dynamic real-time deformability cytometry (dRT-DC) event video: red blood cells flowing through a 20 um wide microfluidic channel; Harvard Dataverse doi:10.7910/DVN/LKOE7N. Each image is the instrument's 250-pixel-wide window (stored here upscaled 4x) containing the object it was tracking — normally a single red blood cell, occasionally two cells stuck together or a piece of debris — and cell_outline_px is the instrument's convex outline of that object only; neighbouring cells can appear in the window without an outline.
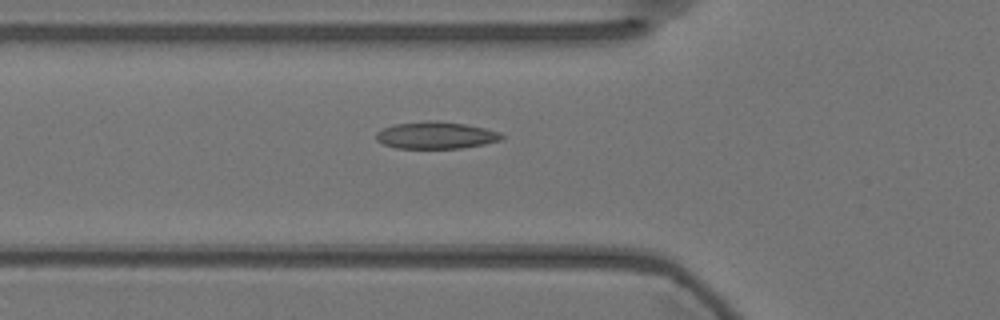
{"species": "Egyptian fruit bat (a non-hibernating species)", "species_latin": "Rousettus aegyptiacus", "temperature_condition": "warm", "stored_images_in_passage": 41, "camera_frame_rate_fps": 3000, "um_per_image_px": 0.085, "animal": {"sex": "female"}, "frame": {"image": 1, "passage_image": 9, "time_ms": 2.667, "image_size_px": [1000, 320], "cell_outline_px": [[504, 140], [484, 144], [460, 148], [396, 148], [384, 144], [376, 140], [376, 132], [392, 124], [464, 124], [484, 128], [500, 132], [504, 136]], "centroid_in_image_um": [37.09, 11.56], "position_along_channel_um": 88.7, "area_um2": 18.73}}
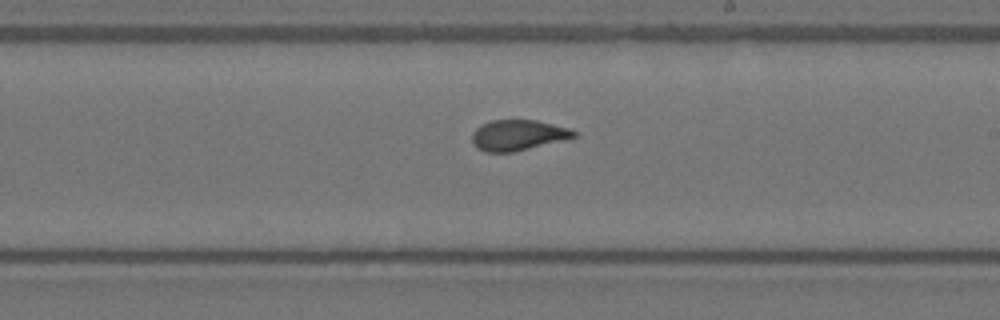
{"frame": {"image": 2, "passage_image": 22, "time_ms": 7.0, "image_size_px": [1000, 320], "cell_outline_px": [[576, 136], [512, 152], [484, 152], [476, 148], [472, 140], [472, 132], [480, 124], [492, 120], [536, 120], [568, 128], [576, 132]], "centroid_in_image_um": [43.94, 11.48], "position_along_channel_um": 245.1, "area_um2": 17.86}}
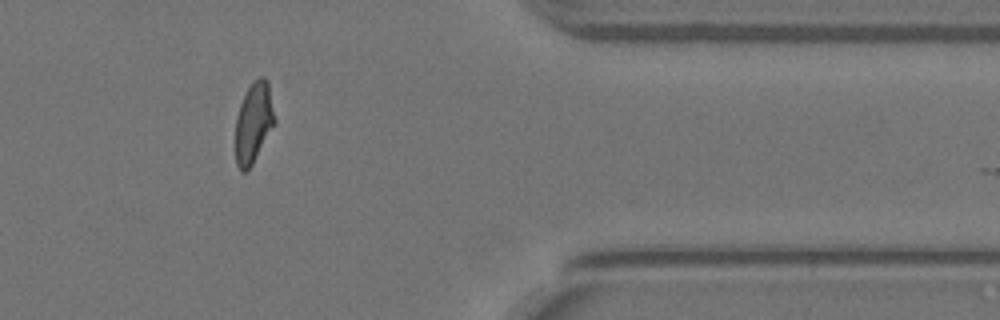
{"frame": {"image": 3, "passage_image": 36, "time_ms": 11.667, "image_size_px": [1000, 320], "cell_outline_px": [[276, 124], [248, 172], [240, 172], [236, 164], [236, 116], [240, 104], [252, 80], [260, 76], [264, 76], [268, 80], [276, 120]], "centroid_in_image_um": [21.58, 10.44], "position_along_channel_um": 389.8, "area_um2": 18.84}, "authors_computed_cell_mechanics": {"area_um2": 18.6694, "velocity_mm_per_s": 3.5903, "shape_relaxation_time_tau1_ms": 5.999, "shape_relaxation_time_tau2_ms": 0.9282, "deformation_change_tau1": 0.2047, "deformation_change_tau2": 0.0708}}